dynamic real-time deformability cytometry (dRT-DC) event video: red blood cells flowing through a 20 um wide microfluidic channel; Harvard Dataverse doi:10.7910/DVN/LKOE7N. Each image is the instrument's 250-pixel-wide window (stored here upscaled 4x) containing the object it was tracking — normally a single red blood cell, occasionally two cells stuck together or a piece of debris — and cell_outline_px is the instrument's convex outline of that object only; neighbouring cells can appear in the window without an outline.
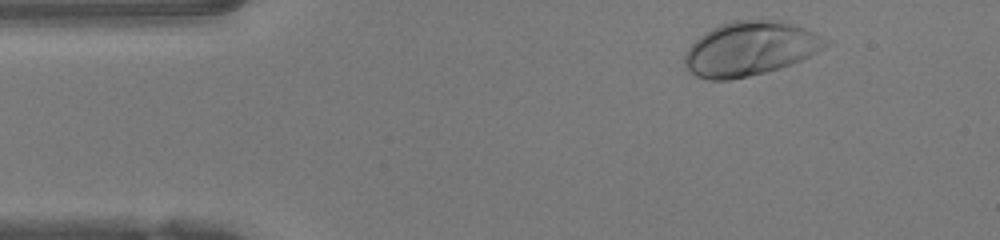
{"species": "human", "species_latin": "Homo sapiens", "temperature_condition": "warm", "stored_images_in_passage": 44, "camera_frame_rate_fps": 3000, "um_per_image_px": 0.085, "donor": {"sex": "female"}, "frame": {"image": 1, "passage_image": 2, "time_ms": 0.333, "image_size_px": [1000, 240], "cell_outline_px": [[832, 44], [800, 60], [764, 72], [748, 76], [728, 80], [708, 80], [696, 76], [688, 72], [684, 64], [684, 56], [688, 48], [700, 36], [712, 28], [720, 24], [732, 20], [780, 20], [804, 28], [820, 36]], "centroid_in_image_um": [63.71, 4.14], "position_along_channel_um": 21.3, "area_um2": 43.99}}
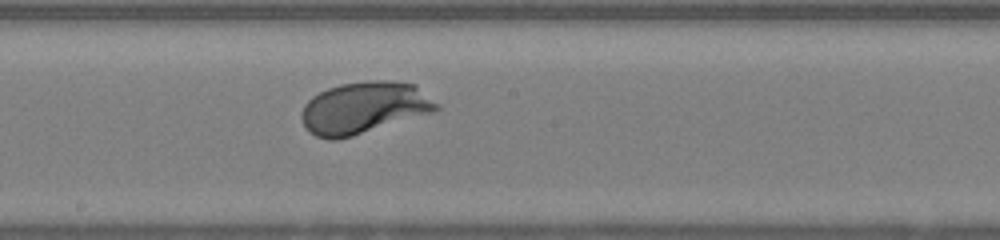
{"frame": {"image": 2, "passage_image": 21, "time_ms": 6.667, "image_size_px": [1000, 240], "cell_outline_px": [[440, 108], [436, 112], [352, 136], [336, 140], [328, 140], [316, 136], [308, 132], [300, 116], [304, 104], [312, 96], [328, 88], [340, 84], [368, 80], [388, 80], [416, 84], [440, 104]], "centroid_in_image_um": [30.97, 9.16], "position_along_channel_um": 217.2, "area_um2": 41.27}}
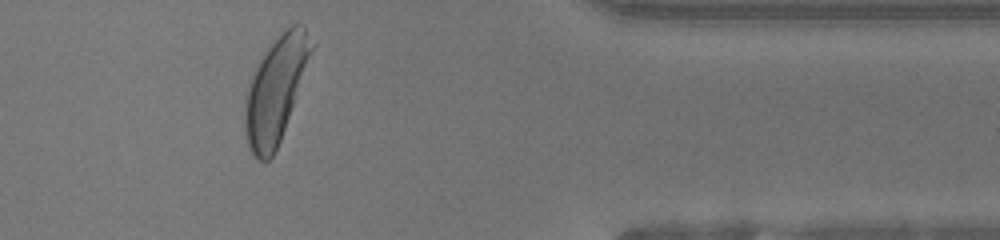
{"frame": {"image": 3, "passage_image": 35, "time_ms": 11.333, "image_size_px": [1000, 240], "cell_outline_px": [[316, 44], [280, 140], [272, 156], [264, 164], [252, 156], [248, 148], [244, 128], [244, 108], [248, 88], [252, 76], [268, 44], [284, 28], [292, 24], [304, 24], [316, 40]], "centroid_in_image_um": [23.46, 7.57], "position_along_channel_um": 387.9, "area_um2": 41.33}, "authors_computed_cell_mechanics": {"area_um2": 40.4022, "velocity_mm_per_s": 4.1976, "shape_relaxation_time_tau1_ms": 1.3095, "shape_relaxation_time_tau2_ms": null, "deformation_change_tau1": 0.1292, "deformation_change_tau2": null}}